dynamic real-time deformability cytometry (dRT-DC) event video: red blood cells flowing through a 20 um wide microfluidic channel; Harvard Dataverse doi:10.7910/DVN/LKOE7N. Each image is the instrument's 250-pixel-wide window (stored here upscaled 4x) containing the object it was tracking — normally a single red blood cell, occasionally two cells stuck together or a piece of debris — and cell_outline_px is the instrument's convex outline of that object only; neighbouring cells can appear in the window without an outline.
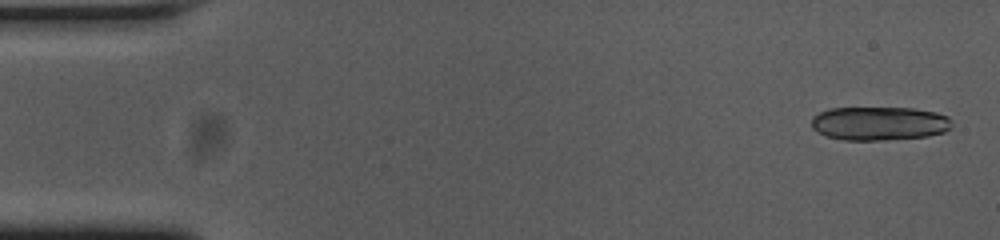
{"species": "common noctule bat (a hibernating species)", "species_latin": "Nyctalus noctula", "temperature_condition": "cold", "stored_images_in_passage": 18, "camera_frame_rate_fps": 3000, "um_per_image_px": 0.085, "animal": {"sex": "female", "body_mass_g": 23.0, "forearm_length_mm": 53.4}, "frame": {"image": 1, "passage_image": 2, "time_ms": 0.333, "image_size_px": [1000, 240], "cell_outline_px": [[952, 128], [944, 132], [928, 136], [884, 140], [844, 140], [828, 136], [816, 132], [812, 128], [812, 116], [828, 108], [912, 108], [936, 112], [948, 116], [952, 120]], "centroid_in_image_um": [74.75, 10.49], "position_along_channel_um": 10.2, "area_um2": 27.8}}